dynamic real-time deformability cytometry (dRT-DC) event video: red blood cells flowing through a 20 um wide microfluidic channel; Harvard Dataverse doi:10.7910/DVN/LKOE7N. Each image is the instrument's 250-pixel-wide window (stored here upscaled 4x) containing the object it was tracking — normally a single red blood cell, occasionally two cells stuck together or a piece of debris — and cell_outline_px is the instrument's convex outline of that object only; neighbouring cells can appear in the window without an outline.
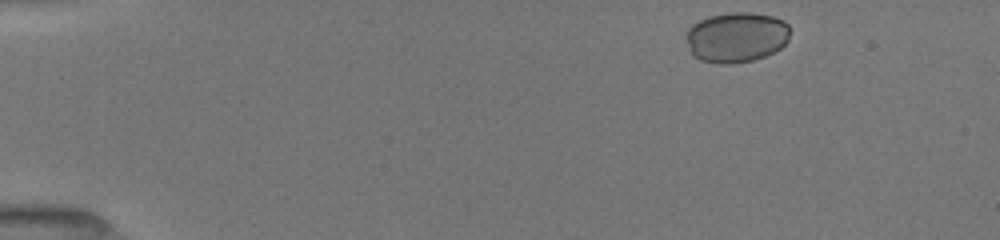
{"species": "common noctule bat (a hibernating species)", "species_latin": "Nyctalus noctula", "temperature_condition": "room temperature", "stored_images_in_passage": 61, "camera_frame_rate_fps": 3000, "um_per_image_px": 0.085, "animal": {"sex": "female", "body_mass_g": 19.5, "forearm_length_mm": 54.1}, "frame": {"image": 1, "passage_image": 4, "time_ms": 0.333, "image_size_px": [1000, 240], "cell_outline_px": [[788, 40], [780, 48], [764, 56], [752, 60], [732, 64], [716, 64], [700, 60], [692, 56], [688, 48], [684, 36], [688, 28], [692, 24], [708, 16], [728, 12], [752, 12], [772, 16], [784, 20], [788, 24]], "centroid_in_image_um": [62.53, 3.16], "position_along_channel_um": 22.5, "area_um2": 30.87}}
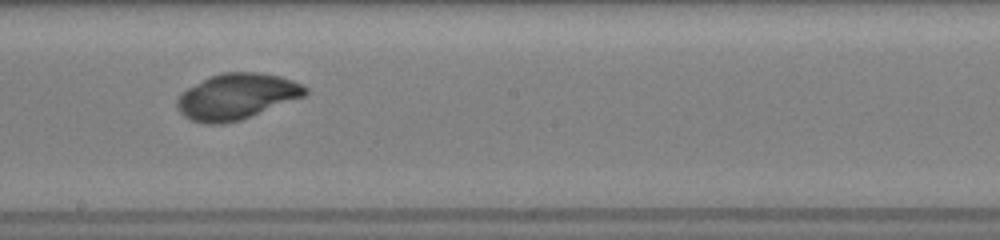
{"frame": {"image": 2, "passage_image": 45, "time_ms": 8.0, "image_size_px": [1000, 240], "cell_outline_px": [[308, 92], [304, 96], [240, 120], [224, 124], [204, 124], [192, 120], [184, 116], [176, 108], [176, 100], [188, 88], [212, 76], [224, 72], [256, 72], [280, 76], [292, 80], [308, 88]], "centroid_in_image_um": [20.11, 8.21], "position_along_channel_um": 228.1, "area_um2": 33.81}}
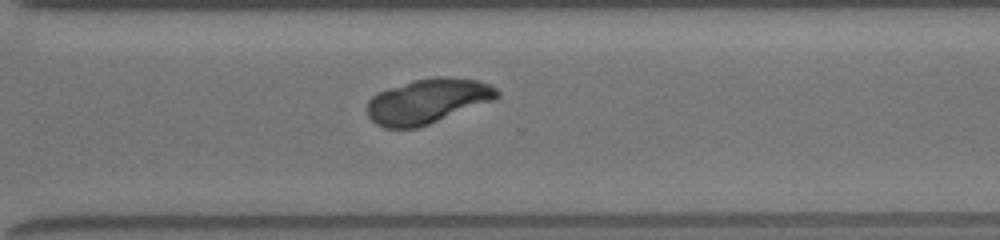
{"frame": {"image": 3, "passage_image": 61, "time_ms": 10.667, "image_size_px": [1000, 240], "cell_outline_px": [[500, 96], [492, 100], [428, 124], [416, 128], [384, 128], [376, 124], [368, 116], [368, 100], [372, 96], [388, 88], [412, 80], [444, 76], [476, 80], [492, 84], [500, 92]], "centroid_in_image_um": [36.34, 8.59], "position_along_channel_um": 334.3, "area_um2": 33.52}}